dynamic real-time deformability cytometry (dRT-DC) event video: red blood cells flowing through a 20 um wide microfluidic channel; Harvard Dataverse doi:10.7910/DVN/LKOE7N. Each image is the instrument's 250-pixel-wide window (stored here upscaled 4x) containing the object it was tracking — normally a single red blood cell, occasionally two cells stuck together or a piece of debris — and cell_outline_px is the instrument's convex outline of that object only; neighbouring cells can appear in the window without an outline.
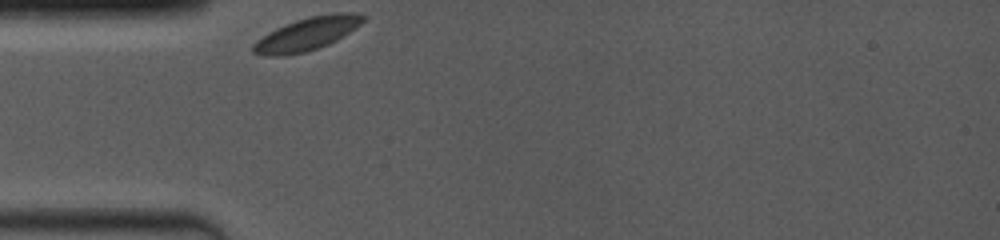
{"species": "common noctule bat (a hibernating species)", "species_latin": "Nyctalus noctula", "temperature_condition": "room temperature", "stored_images_in_passage": 1, "camera_frame_rate_fps": 4000, "um_per_image_px": 0.085, "animal": {"sex": "female", "body_mass_g": 19.0, "forearm_length_mm": 53.3}, "frame": {"image": 1, "passage_image": 1, "time_ms": 0.0, "image_size_px": [1000, 240], "cell_outline_px": [[364, 20], [360, 24], [336, 40], [328, 44], [304, 52], [284, 56], [264, 56], [252, 52], [252, 44], [256, 40], [268, 32], [276, 28], [296, 20], [312, 16], [336, 12], [352, 12], [364, 16]], "centroid_in_image_um": [26.04, 2.89], "position_along_channel_um": 59.0, "area_um2": 20.87}}